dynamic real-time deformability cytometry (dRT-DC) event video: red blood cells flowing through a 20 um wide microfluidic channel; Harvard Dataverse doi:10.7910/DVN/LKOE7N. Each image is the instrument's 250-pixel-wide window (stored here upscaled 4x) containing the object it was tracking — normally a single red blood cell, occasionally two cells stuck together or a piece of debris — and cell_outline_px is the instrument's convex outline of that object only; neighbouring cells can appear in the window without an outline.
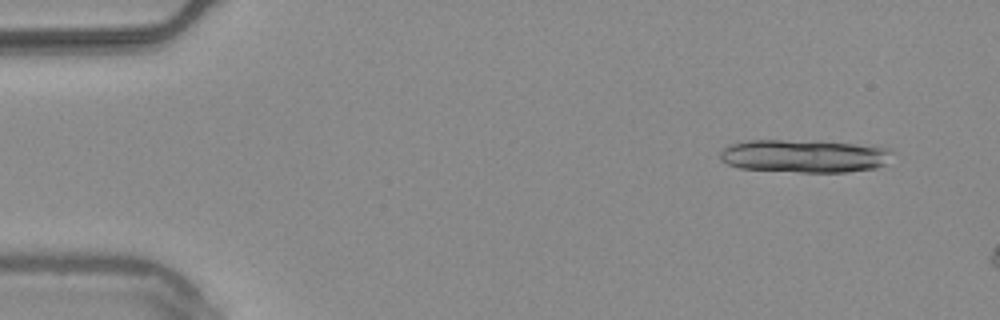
{"species": "common noctule bat (a hibernating species)", "species_latin": "Nyctalus noctula", "temperature_condition": "warm", "stored_images_in_passage": 10, "camera_frame_rate_fps": 3000, "um_per_image_px": 0.085, "animal": {"sex": "male", "body_mass_g": 20.4}, "frame": {"image": 1, "passage_image": 4, "time_ms": 1.0, "image_size_px": [1000, 320], "cell_outline_px": [[892, 152], [884, 164], [876, 168], [848, 172], [800, 172], [740, 168], [728, 164], [720, 160], [720, 152], [724, 148], [732, 144], [748, 140], [784, 140], [852, 144], [888, 148]], "centroid_in_image_um": [68.31, 13.27], "position_along_channel_um": 16.7, "area_um2": 32.54}}